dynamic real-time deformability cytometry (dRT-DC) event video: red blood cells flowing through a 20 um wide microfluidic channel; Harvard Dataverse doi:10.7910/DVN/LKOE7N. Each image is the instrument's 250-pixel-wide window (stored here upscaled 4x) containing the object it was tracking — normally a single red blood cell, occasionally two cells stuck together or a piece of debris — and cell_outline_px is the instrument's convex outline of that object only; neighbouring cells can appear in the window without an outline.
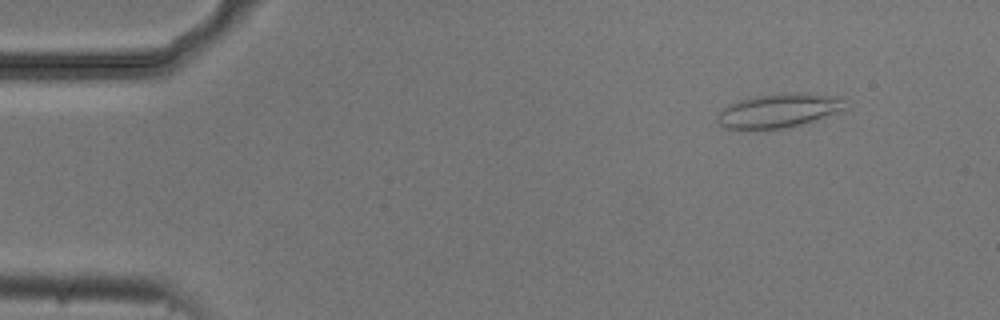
{"species": "common noctule bat (a hibernating species)", "species_latin": "Nyctalus noctula", "temperature_condition": "cold", "stored_images_in_passage": 4, "camera_frame_rate_fps": 3000, "um_per_image_px": 0.085, "animal": {"sex": "male", "body_mass_g": 20.5, "forearm_length_mm": 52.5}, "frame": {"image": 1, "passage_image": 1, "time_ms": 0.0, "image_size_px": [1000, 320], "cell_outline_px": [[848, 108], [800, 124], [784, 128], [740, 132], [724, 128], [716, 120], [716, 116], [728, 104], [736, 100], [756, 96], [784, 92], [812, 92], [844, 96]], "centroid_in_image_um": [66.17, 9.4], "position_along_channel_um": 18.8, "area_um2": 26.41}}